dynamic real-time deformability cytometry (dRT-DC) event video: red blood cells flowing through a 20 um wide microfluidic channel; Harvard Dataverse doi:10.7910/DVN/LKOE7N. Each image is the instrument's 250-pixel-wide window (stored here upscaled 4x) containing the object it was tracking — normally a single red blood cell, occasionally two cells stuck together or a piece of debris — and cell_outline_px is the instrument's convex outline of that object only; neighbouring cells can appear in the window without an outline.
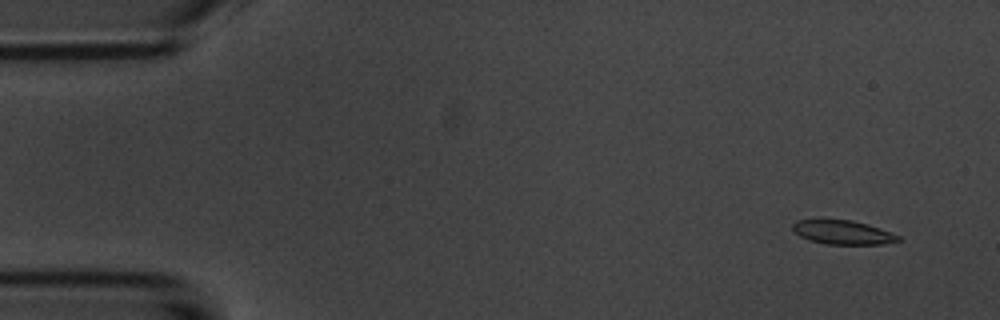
{"species": "common noctule bat (a hibernating species)", "species_latin": "Nyctalus noctula", "temperature_condition": "room temperature", "stored_images_in_passage": 5, "camera_frame_rate_fps": 3000, "um_per_image_px": 0.085, "animal": {"sex": "male", "body_mass_g": 20.1, "forearm_length_mm": 53.5}, "frame": {"image": 1, "passage_image": 1, "time_ms": 0.0, "image_size_px": [1000, 320], "cell_outline_px": [[900, 240], [884, 244], [824, 244], [808, 240], [800, 236], [792, 228], [792, 224], [796, 220], [852, 220], [868, 224], [900, 236]], "centroid_in_image_um": [71.62, 19.75], "position_along_channel_um": 13.4, "area_um2": 14.62}}
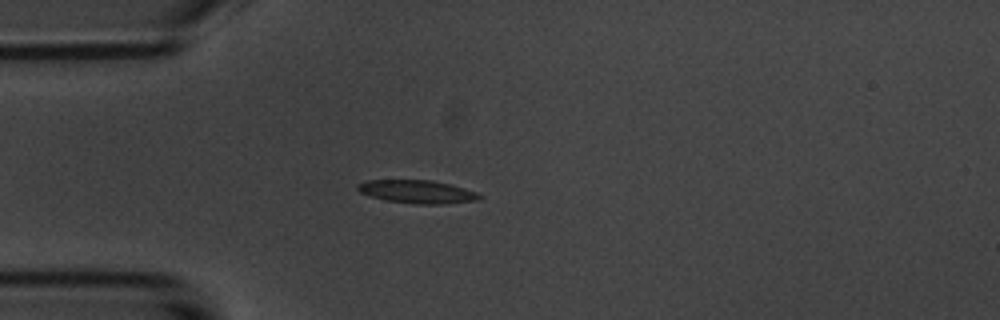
{"frame": {"image": 2, "passage_image": 4, "time_ms": 3.667, "image_size_px": [1000, 320], "cell_outline_px": [[484, 196], [476, 200], [444, 204], [416, 204], [384, 200], [360, 192], [356, 188], [356, 184], [368, 180], [432, 180], [452, 184], [476, 192]], "centroid_in_image_um": [35.47, 16.29], "position_along_channel_um": 49.5, "area_um2": 16.47}}